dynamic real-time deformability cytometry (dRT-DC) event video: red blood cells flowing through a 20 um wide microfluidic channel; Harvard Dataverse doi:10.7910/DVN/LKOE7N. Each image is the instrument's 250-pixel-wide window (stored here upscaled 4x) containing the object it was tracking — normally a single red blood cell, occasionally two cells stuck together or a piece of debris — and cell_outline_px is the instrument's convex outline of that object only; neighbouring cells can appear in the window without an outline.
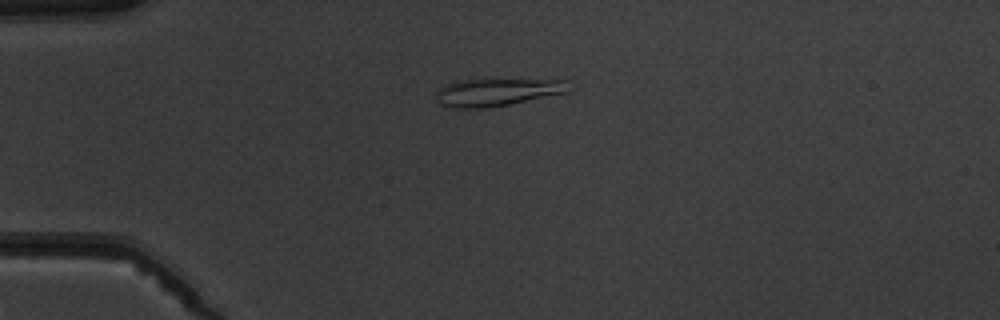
{"species": "common noctule bat (a hibernating species)", "species_latin": "Nyctalus noctula", "temperature_condition": "warm", "stored_images_in_passage": 3, "camera_frame_rate_fps": 3000, "um_per_image_px": 0.085, "animal": {"sex": "male", "body_mass_g": 19.5, "forearm_length_mm": 54.6}, "frame": {"image": 1, "passage_image": 2, "time_ms": 1.0, "image_size_px": [1000, 320], "cell_outline_px": [[568, 92], [488, 108], [452, 108], [440, 104], [436, 100], [436, 92], [440, 88], [448, 84], [460, 80], [568, 80]], "centroid_in_image_um": [42.21, 7.85], "position_along_channel_um": 42.8, "area_um2": 20.92}}